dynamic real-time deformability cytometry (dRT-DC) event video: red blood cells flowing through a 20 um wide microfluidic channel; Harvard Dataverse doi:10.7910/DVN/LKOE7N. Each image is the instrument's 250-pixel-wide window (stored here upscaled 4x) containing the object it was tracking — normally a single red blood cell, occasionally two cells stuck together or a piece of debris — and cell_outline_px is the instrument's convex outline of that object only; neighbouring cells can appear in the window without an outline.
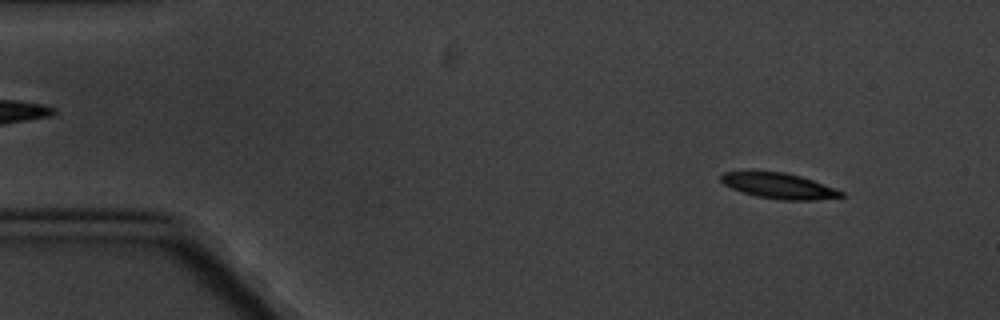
{"species": "common noctule bat (a hibernating species)", "species_latin": "Nyctalus noctula", "temperature_condition": "cold", "stored_images_in_passage": 4, "camera_frame_rate_fps": 3000, "um_per_image_px": 0.085, "animal": {"sex": "male", "body_mass_g": 20.1, "forearm_length_mm": 53.5}, "frame": {"image": 1, "passage_image": 1, "time_ms": 0.0, "image_size_px": [1000, 320], "cell_outline_px": [[844, 196], [816, 200], [780, 200], [756, 196], [732, 188], [724, 184], [720, 180], [720, 176], [724, 172], [752, 168], [784, 172], [800, 176], [812, 180], [844, 192]], "centroid_in_image_um": [66.11, 15.75], "position_along_channel_um": 18.9, "area_um2": 18.44}}
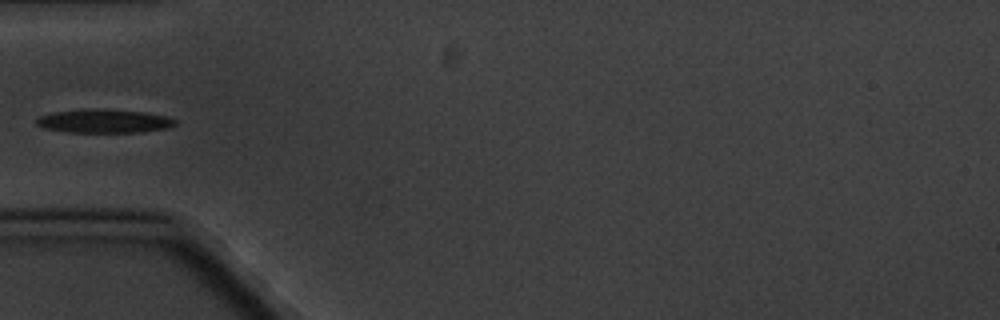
{"frame": {"image": 2, "passage_image": 4, "time_ms": 4.333, "image_size_px": [1000, 320], "cell_outline_px": [[176, 124], [168, 128], [144, 132], [68, 132], [44, 128], [36, 124], [36, 120], [40, 116], [52, 112], [84, 108], [96, 108], [144, 112], [164, 116], [176, 120]], "centroid_in_image_um": [8.82, 10.28], "position_along_channel_um": 76.2, "area_um2": 19.19}}